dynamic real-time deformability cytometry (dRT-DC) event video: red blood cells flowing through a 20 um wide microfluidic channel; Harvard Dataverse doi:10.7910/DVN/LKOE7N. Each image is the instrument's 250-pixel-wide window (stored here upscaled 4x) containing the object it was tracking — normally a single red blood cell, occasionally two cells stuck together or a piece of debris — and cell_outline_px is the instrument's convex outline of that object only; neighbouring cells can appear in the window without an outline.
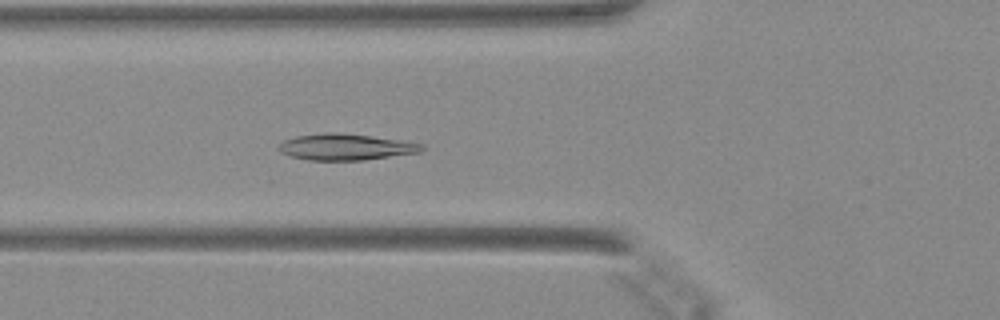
{"species": "Egyptian fruit bat (a non-hibernating species)", "species_latin": "Rousettus aegyptiacus", "temperature_condition": "warm", "stored_images_in_passage": 49, "camera_frame_rate_fps": 3000, "um_per_image_px": 0.085, "animal": {"sex": "female"}, "frame": {"image": 1, "passage_image": 18, "time_ms": 5.667, "image_size_px": [1000, 320], "cell_outline_px": [[424, 148], [420, 152], [364, 160], [308, 160], [288, 156], [280, 152], [280, 144], [284, 140], [296, 136], [324, 132], [332, 132], [368, 136], [424, 144]], "centroid_in_image_um": [29.34, 12.5], "position_along_channel_um": 96.5, "area_um2": 21.62}}
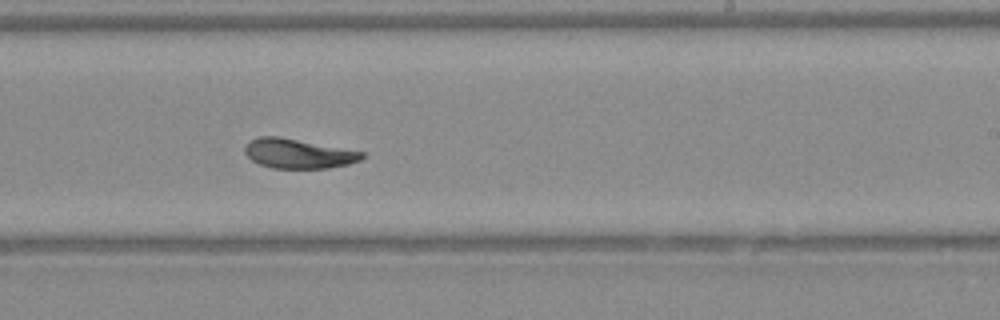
{"frame": {"image": 2, "passage_image": 30, "time_ms": 9.667, "image_size_px": [1000, 320], "cell_outline_px": [[364, 156], [360, 160], [348, 164], [328, 168], [272, 168], [260, 164], [252, 160], [244, 152], [244, 148], [252, 140], [260, 136], [276, 136], [364, 152]], "centroid_in_image_um": [25.34, 13.06], "position_along_channel_um": 263.7, "area_um2": 19.77}}
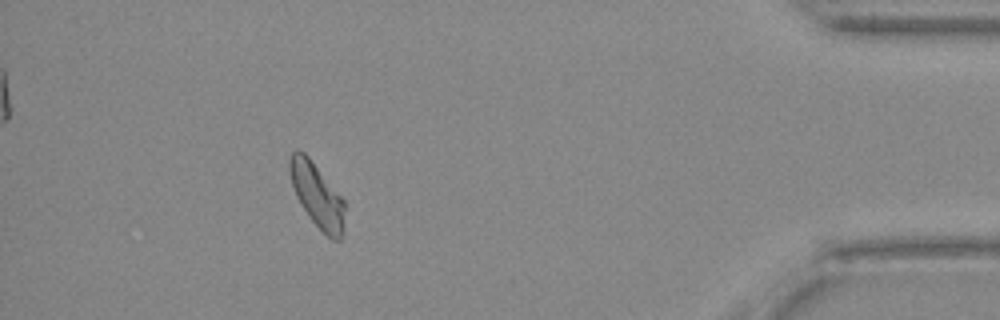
{"frame": {"image": 3, "passage_image": 44, "time_ms": 14.333, "image_size_px": [1000, 320], "cell_outline_px": [[344, 232], [340, 240], [332, 240], [308, 216], [300, 204], [296, 196], [292, 184], [288, 168], [288, 160], [292, 152], [304, 152], [308, 156], [344, 200]], "centroid_in_image_um": [26.95, 16.62], "position_along_channel_um": 408.3, "area_um2": 20.29}}